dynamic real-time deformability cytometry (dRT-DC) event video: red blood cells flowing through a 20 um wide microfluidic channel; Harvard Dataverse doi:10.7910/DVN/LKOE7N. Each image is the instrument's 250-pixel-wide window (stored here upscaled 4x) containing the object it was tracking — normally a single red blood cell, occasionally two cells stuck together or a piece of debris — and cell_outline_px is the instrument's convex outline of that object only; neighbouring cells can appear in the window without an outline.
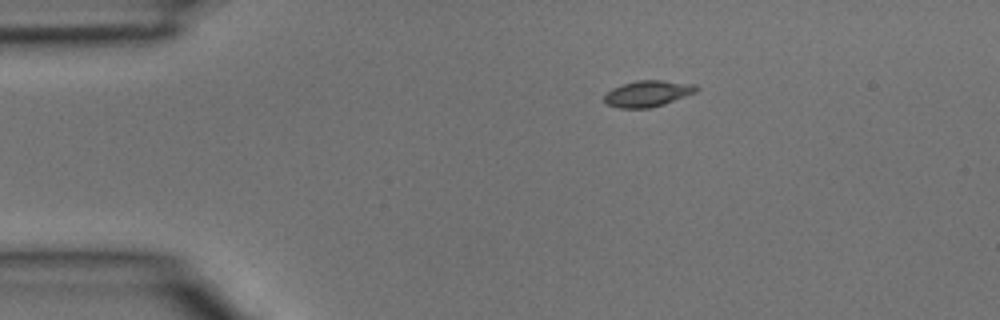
{"species": "common noctule bat (a hibernating species)", "species_latin": "Nyctalus noctula", "temperature_condition": "room temperature", "stored_images_in_passage": 4, "camera_frame_rate_fps": 3000, "um_per_image_px": 0.085, "animal": {"sex": "male", "body_mass_g": 15.6}, "frame": {"image": 1, "passage_image": 4, "time_ms": 1.0, "image_size_px": [1000, 320], "cell_outline_px": [[700, 88], [696, 92], [664, 104], [648, 108], [620, 108], [608, 104], [604, 100], [604, 96], [612, 88], [636, 80], [660, 80], [696, 84]], "centroid_in_image_um": [55.09, 7.95], "position_along_channel_um": 29.9, "area_um2": 13.93}}